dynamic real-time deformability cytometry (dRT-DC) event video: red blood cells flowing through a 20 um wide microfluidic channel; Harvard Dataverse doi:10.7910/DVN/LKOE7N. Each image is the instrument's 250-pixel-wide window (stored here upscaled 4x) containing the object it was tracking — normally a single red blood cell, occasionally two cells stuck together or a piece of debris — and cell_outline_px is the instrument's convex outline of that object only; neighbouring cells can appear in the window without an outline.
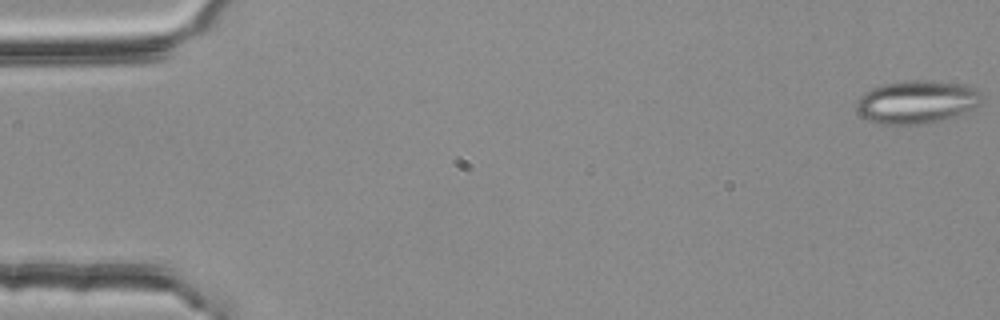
{"species": "common noctule bat (a hibernating species)", "species_latin": "Nyctalus noctula", "temperature_condition": "room temperature", "stored_images_in_passage": 54, "camera_frame_rate_fps": 3000, "um_per_image_px": 0.085, "animal": {"sex": "female", "body_mass_g": 25.1}, "frame": {"image": 1, "passage_image": 1, "time_ms": 0.0, "image_size_px": [1000, 320], "cell_outline_px": [[984, 100], [976, 108], [940, 120], [920, 124], [876, 124], [860, 116], [856, 108], [856, 100], [864, 92], [880, 84], [904, 80], [928, 80], [964, 84], [976, 88], [980, 92]], "centroid_in_image_um": [77.9, 8.65], "position_along_channel_um": 7.1, "area_um2": 31.85}}
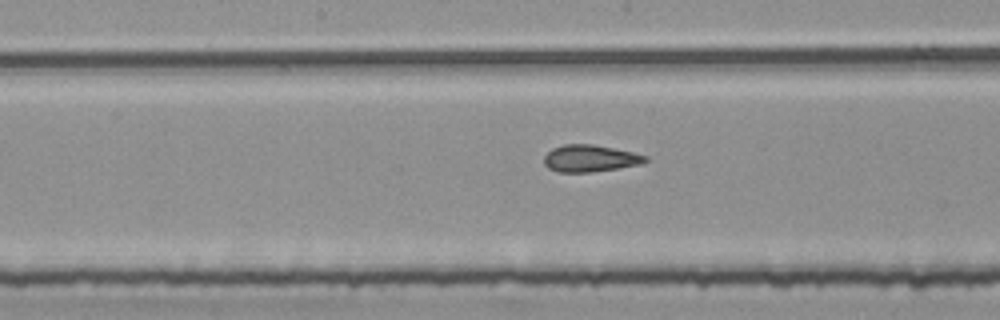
{"frame": {"image": 2, "passage_image": 28, "time_ms": 9.0, "image_size_px": [1000, 320], "cell_outline_px": [[648, 160], [640, 164], [592, 172], [560, 172], [548, 168], [544, 164], [544, 156], [552, 148], [564, 144], [592, 144], [632, 152], [648, 156]], "centroid_in_image_um": [50.13, 13.46], "position_along_channel_um": 198.1, "area_um2": 15.78}}
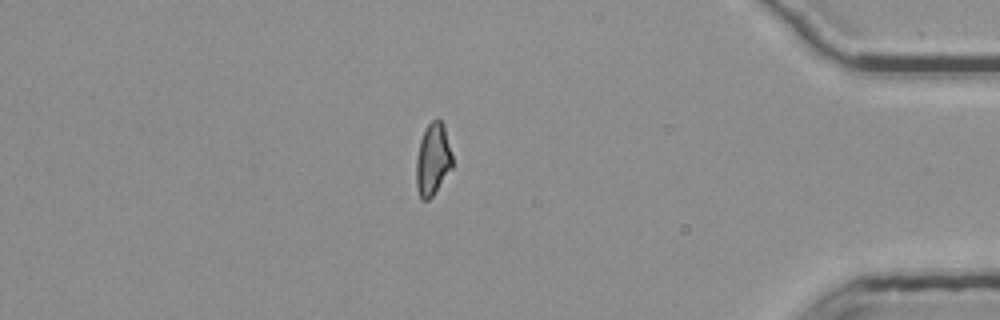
{"frame": {"image": 3, "passage_image": 47, "time_ms": 15.333, "image_size_px": [1000, 320], "cell_outline_px": [[452, 168], [432, 196], [428, 200], [420, 200], [416, 188], [416, 156], [420, 140], [424, 128], [432, 120], [440, 120], [444, 124], [452, 156]], "centroid_in_image_um": [36.76, 13.56], "position_along_channel_um": 398.4, "area_um2": 15.32}, "authors_computed_cell_mechanics": {"area_um2": 16.0684, "velocity_mm_per_s": 3.7829, "shape_relaxation_time_tau1_ms": null, "shape_relaxation_time_tau2_ms": 1.8666, "deformation_change_tau1": null, "deformation_change_tau2": 0.1063}}